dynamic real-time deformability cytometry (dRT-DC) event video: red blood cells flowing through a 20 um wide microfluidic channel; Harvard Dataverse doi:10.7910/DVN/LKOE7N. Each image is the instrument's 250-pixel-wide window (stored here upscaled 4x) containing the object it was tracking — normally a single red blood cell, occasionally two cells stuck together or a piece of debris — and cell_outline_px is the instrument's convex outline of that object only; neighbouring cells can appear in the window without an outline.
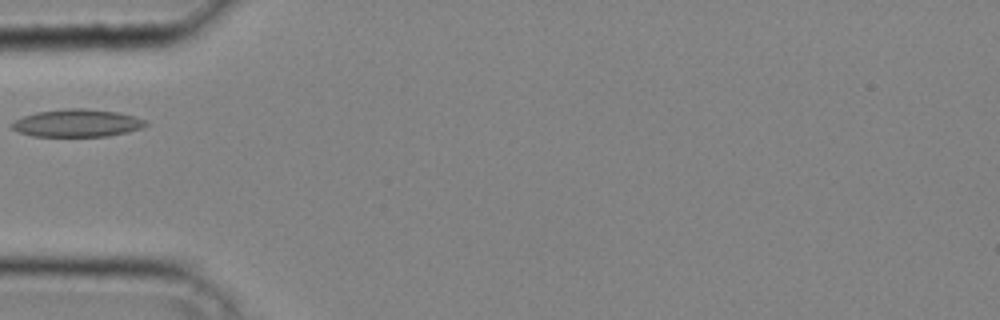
{"species": "common noctule bat (a hibernating species)", "species_latin": "Nyctalus noctula", "temperature_condition": "cold", "stored_images_in_passage": 23, "camera_frame_rate_fps": 3000, "um_per_image_px": 0.085, "animal": {"sex": "male", "body_mass_g": 20.4}, "frame": {"image": 1, "passage_image": 1, "time_ms": 0.0, "image_size_px": [1000, 320], "cell_outline_px": [[148, 124], [140, 128], [128, 132], [108, 136], [32, 136], [20, 132], [12, 128], [12, 124], [16, 120], [24, 116], [36, 112], [60, 108], [84, 108], [116, 112], [132, 116], [144, 120]], "centroid_in_image_um": [6.54, 10.46], "position_along_channel_um": 78.5, "area_um2": 21.33}}
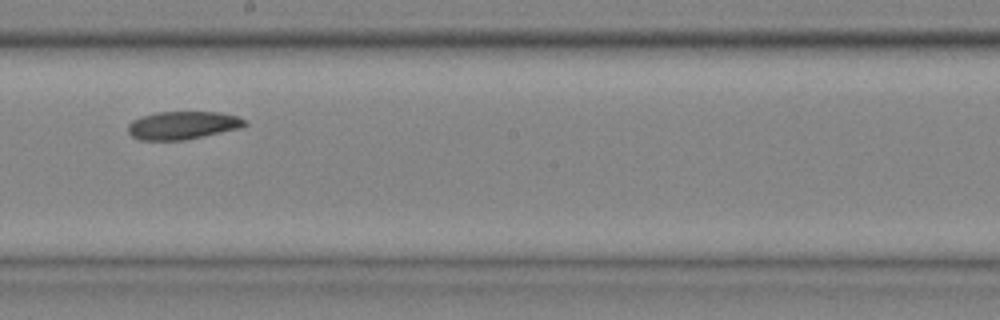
{"frame": {"image": 2, "passage_image": 11, "time_ms": 3.333, "image_size_px": [1000, 320], "cell_outline_px": [[248, 124], [240, 128], [184, 140], [140, 140], [132, 136], [128, 132], [128, 124], [132, 120], [140, 116], [156, 112], [220, 112], [236, 116], [244, 120]], "centroid_in_image_um": [15.49, 10.64], "position_along_channel_um": 232.7, "area_um2": 19.02}}
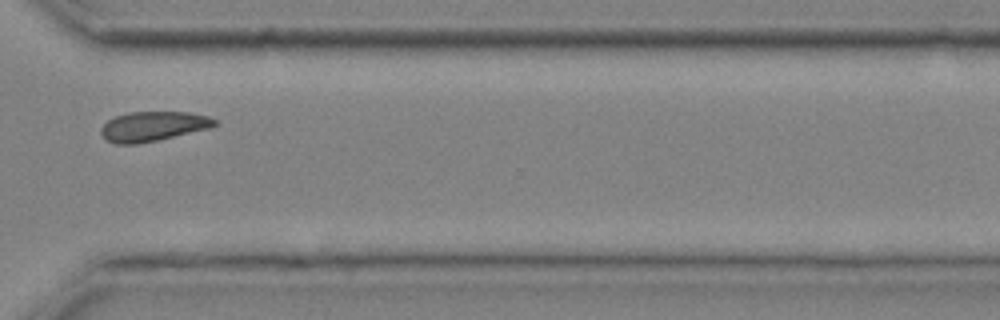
{"frame": {"image": 3, "passage_image": 19, "time_ms": 6.0, "image_size_px": [1000, 320], "cell_outline_px": [[216, 124], [212, 128], [156, 140], [136, 144], [116, 144], [108, 140], [100, 132], [100, 128], [108, 120], [116, 116], [128, 112], [188, 112], [208, 116], [216, 120]], "centroid_in_image_um": [13.02, 10.73], "position_along_channel_um": 357.6, "area_um2": 19.54}}